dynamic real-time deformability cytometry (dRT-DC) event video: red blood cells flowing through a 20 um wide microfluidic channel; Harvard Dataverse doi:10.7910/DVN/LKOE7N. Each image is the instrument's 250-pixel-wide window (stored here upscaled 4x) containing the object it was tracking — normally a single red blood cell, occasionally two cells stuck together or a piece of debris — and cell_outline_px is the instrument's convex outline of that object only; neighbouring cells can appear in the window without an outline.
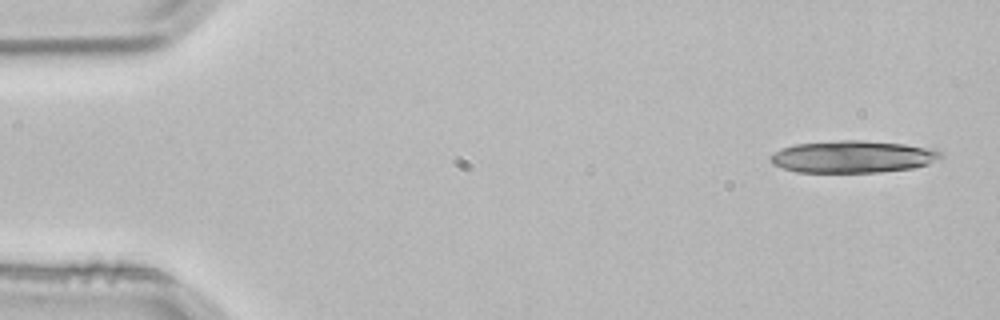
{"species": "common noctule bat (a hibernating species)", "species_latin": "Nyctalus noctula", "temperature_condition": "room temperature", "stored_images_in_passage": 3, "camera_frame_rate_fps": 3000, "um_per_image_px": 0.085, "animal": {"sex": "male", "body_mass_g": 21.5, "forearm_length_mm": 52.0}, "frame": {"image": 1, "passage_image": 1, "time_ms": 0.0, "image_size_px": [1000, 320], "cell_outline_px": [[944, 156], [940, 160], [928, 164], [912, 168], [880, 172], [796, 172], [772, 164], [768, 156], [780, 148], [796, 144], [840, 140], [860, 140], [904, 144], [932, 148], [940, 152]], "centroid_in_image_um": [72.49, 13.32], "position_along_channel_um": 12.5, "area_um2": 32.02}}